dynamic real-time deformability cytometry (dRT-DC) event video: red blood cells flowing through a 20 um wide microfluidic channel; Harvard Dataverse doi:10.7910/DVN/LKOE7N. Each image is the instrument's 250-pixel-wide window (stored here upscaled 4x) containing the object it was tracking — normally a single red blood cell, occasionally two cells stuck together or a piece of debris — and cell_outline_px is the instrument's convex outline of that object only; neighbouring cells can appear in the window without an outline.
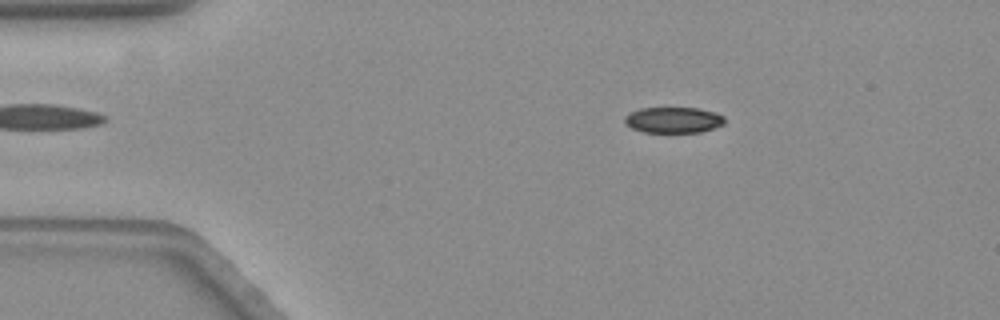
{"species": "common noctule bat (a hibernating species)", "species_latin": "Nyctalus noctula", "temperature_condition": "warm", "stored_images_in_passage": 58, "camera_frame_rate_fps": 3000, "um_per_image_px": 0.085, "animal": {"sex": "female", "body_mass_g": 19.3, "forearm_length_mm": 54.1}, "frame": {"image": 1, "passage_image": 10, "time_ms": 3.0, "image_size_px": [1000, 320], "cell_outline_px": [[724, 124], [700, 132], [644, 132], [632, 128], [624, 120], [624, 116], [640, 108], [696, 108], [712, 112], [724, 116]], "centroid_in_image_um": [57.23, 10.2], "position_along_channel_um": 27.8, "area_um2": 14.8}}
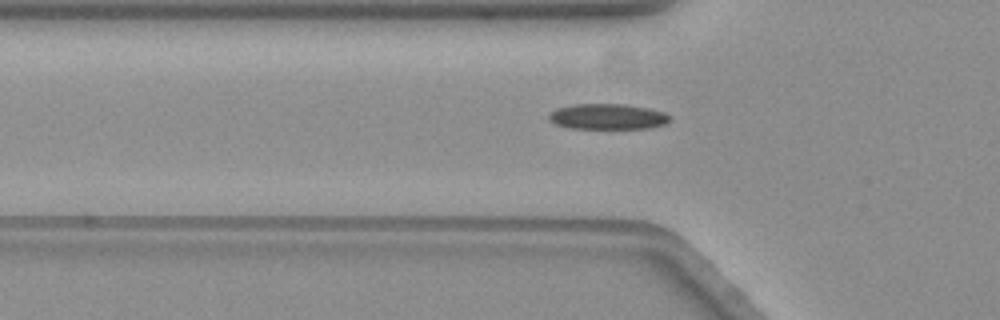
{"frame": {"image": 2, "passage_image": 19, "time_ms": 6.0, "image_size_px": [1000, 320], "cell_outline_px": [[668, 120], [664, 124], [648, 128], [572, 128], [556, 124], [548, 116], [556, 108], [572, 104], [624, 104], [648, 108], [664, 112], [668, 116]], "centroid_in_image_um": [51.63, 9.9], "position_along_channel_um": 74.2, "area_um2": 17.69}}
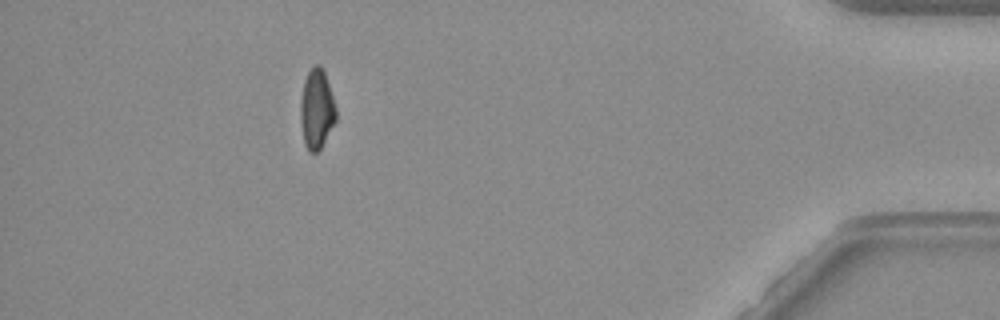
{"frame": {"image": 3, "passage_image": 52, "time_ms": 17.0, "image_size_px": [1000, 320], "cell_outline_px": [[336, 120], [320, 148], [316, 152], [308, 152], [304, 144], [300, 120], [300, 100], [304, 80], [308, 72], [316, 64], [320, 64], [324, 72], [336, 108]], "centroid_in_image_um": [26.89, 9.28], "position_along_channel_um": 408.3, "area_um2": 16.36}, "authors_computed_cell_mechanics": {"area_um2": 16.9643, "velocity_mm_per_s": 3.5568, "shape_relaxation_time_tau1_ms": 9.2444, "shape_relaxation_time_tau2_ms": 4.5766, "deformation_change_tau1": 0.2234, "deformation_change_tau2": 0.0958}}